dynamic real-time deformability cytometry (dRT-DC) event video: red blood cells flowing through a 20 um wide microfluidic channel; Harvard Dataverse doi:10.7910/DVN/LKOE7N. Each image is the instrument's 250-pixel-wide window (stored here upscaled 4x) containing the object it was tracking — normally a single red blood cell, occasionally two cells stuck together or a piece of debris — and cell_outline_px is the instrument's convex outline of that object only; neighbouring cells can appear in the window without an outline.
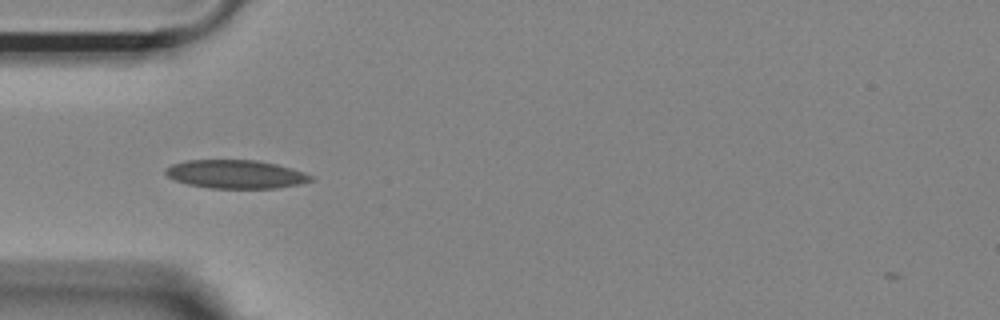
{"species": "Egyptian fruit bat (a non-hibernating species)", "species_latin": "Rousettus aegyptiacus", "temperature_condition": "room temperature", "stored_images_in_passage": 12, "camera_frame_rate_fps": 3000, "um_per_image_px": 0.085, "animal": {"sex": "female"}, "frame": {"image": 1, "passage_image": 2, "time_ms": 0.333, "image_size_px": [1000, 320], "cell_outline_px": [[316, 180], [300, 184], [276, 188], [208, 188], [188, 184], [176, 180], [168, 176], [164, 172], [164, 168], [172, 164], [188, 160], [256, 160], [276, 164], [304, 172], [312, 176]], "centroid_in_image_um": [20.05, 14.81], "position_along_channel_um": 65.0, "area_um2": 24.1}}
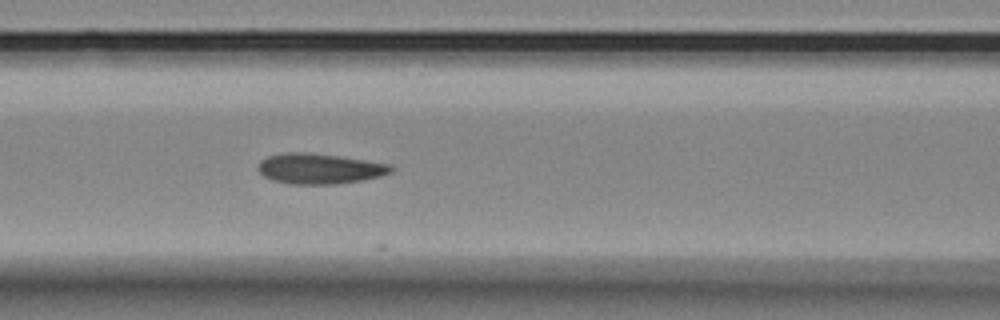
{"frame": {"image": 2, "passage_image": 8, "time_ms": 2.333, "image_size_px": [1000, 320], "cell_outline_px": [[392, 172], [380, 176], [360, 180], [332, 184], [292, 184], [272, 180], [264, 176], [256, 168], [260, 160], [268, 156], [284, 152], [304, 152], [340, 156], [392, 164]], "centroid_in_image_um": [27.13, 14.32], "position_along_channel_um": 139.5, "area_um2": 23.52}}
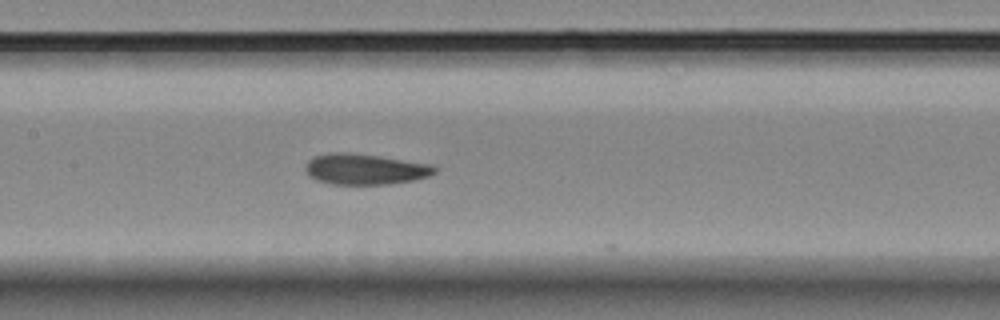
{"frame": {"image": 3, "passage_image": 11, "time_ms": 3.333, "image_size_px": [1000, 320], "cell_outline_px": [[436, 172], [428, 176], [412, 180], [388, 184], [332, 184], [316, 180], [308, 176], [304, 168], [308, 160], [316, 156], [328, 152], [348, 152], [432, 164], [436, 168]], "centroid_in_image_um": [30.98, 14.38], "position_along_channel_um": 176.4, "area_um2": 23.06}}